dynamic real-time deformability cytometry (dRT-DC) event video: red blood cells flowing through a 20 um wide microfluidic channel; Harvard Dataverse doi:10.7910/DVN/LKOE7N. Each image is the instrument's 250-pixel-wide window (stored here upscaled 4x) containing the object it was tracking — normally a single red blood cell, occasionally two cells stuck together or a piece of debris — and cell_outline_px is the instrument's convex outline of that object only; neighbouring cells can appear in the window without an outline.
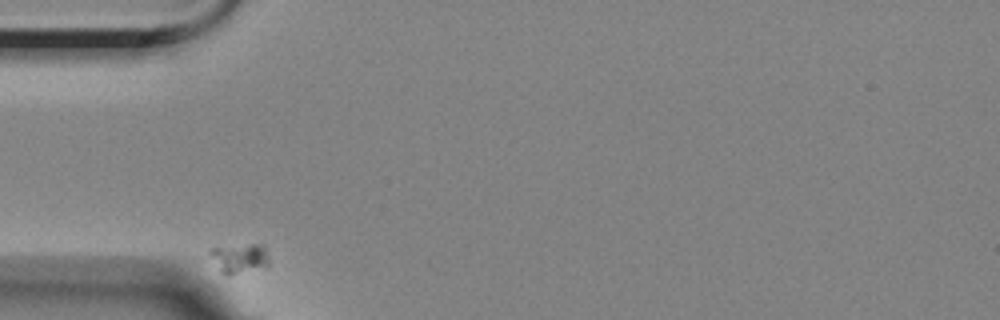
{"species": "Egyptian fruit bat (a non-hibernating species)", "species_latin": "Rousettus aegyptiacus", "temperature_condition": "room temperature", "stored_images_in_passage": 37, "camera_frame_rate_fps": 3000, "um_per_image_px": 0.085, "animal": {"sex": "female"}, "frame": {"image": 1, "passage_image": 1, "time_ms": 0.0, "image_size_px": [1000, 320], "cell_outline_px": [[268, 268], [228, 276], [224, 276], [220, 272], [208, 252], [212, 248], [252, 244], [260, 244], [268, 252]], "centroid_in_image_um": [20.38, 22.0], "position_along_channel_um": 64.6, "area_um2": 10.46}}